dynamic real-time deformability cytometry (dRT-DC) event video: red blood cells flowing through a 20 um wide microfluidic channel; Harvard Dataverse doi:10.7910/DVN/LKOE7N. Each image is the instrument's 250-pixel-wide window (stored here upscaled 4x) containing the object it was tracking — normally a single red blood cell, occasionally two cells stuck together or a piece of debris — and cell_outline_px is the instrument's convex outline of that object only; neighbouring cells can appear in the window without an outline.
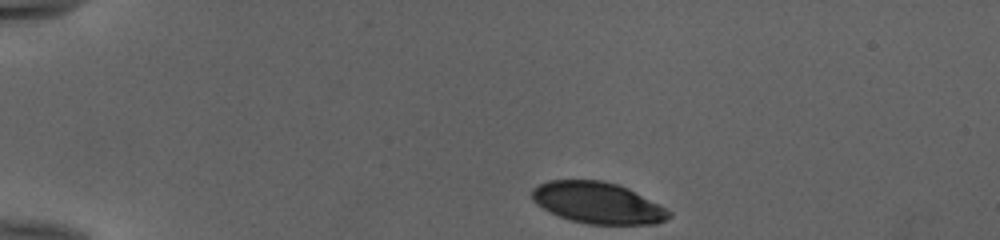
{"species": "human", "species_latin": "Homo sapiens", "temperature_condition": "cold", "stored_images_in_passage": 42, "camera_frame_rate_fps": 3000, "um_per_image_px": 0.085, "donor": {"sex": "female"}, "frame": {"image": 1, "passage_image": 1, "time_ms": 0.0, "image_size_px": [1000, 240], "cell_outline_px": [[672, 216], [656, 224], [588, 224], [572, 220], [560, 216], [536, 204], [532, 200], [532, 188], [548, 180], [600, 180], [616, 184], [628, 188], [672, 212]], "centroid_in_image_um": [50.8, 17.24], "position_along_channel_um": 34.2, "area_um2": 32.66}}
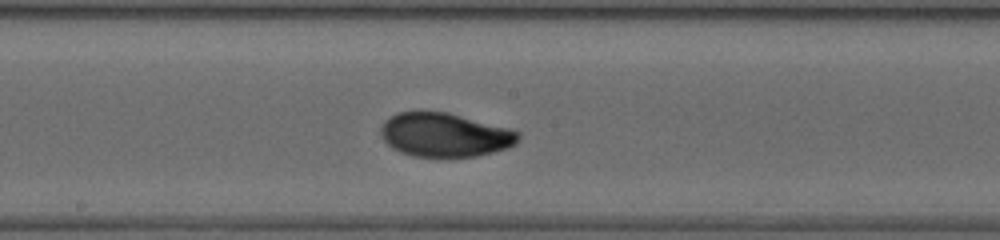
{"frame": {"image": 2, "passage_image": 20, "time_ms": 6.333, "image_size_px": [1000, 240], "cell_outline_px": [[520, 140], [516, 144], [508, 148], [476, 156], [412, 156], [400, 152], [392, 148], [380, 136], [380, 128], [384, 120], [396, 112], [448, 112], [508, 128], [520, 132]], "centroid_in_image_um": [37.79, 11.46], "position_along_channel_um": 210.4, "area_um2": 35.14}}
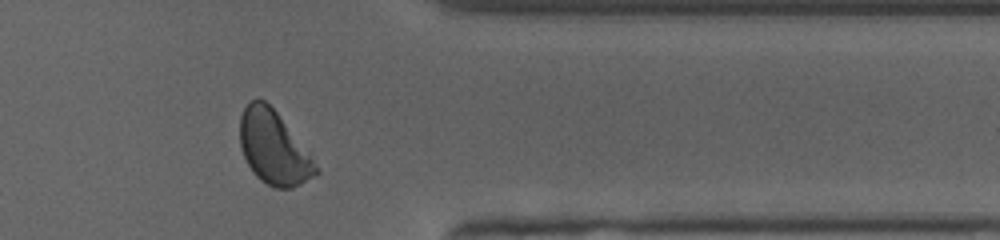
{"frame": {"image": 3, "passage_image": 34, "time_ms": 11.0, "image_size_px": [1000, 240], "cell_outline_px": [[320, 172], [316, 176], [292, 188], [276, 188], [260, 180], [252, 172], [240, 148], [240, 116], [244, 108], [252, 100], [260, 96], [276, 112], [320, 168]], "centroid_in_image_um": [23.25, 12.57], "position_along_channel_um": 388.2, "area_um2": 32.19}, "authors_computed_cell_mechanics": {"area_um2": 34.1309, "velocity_mm_per_s": 3.9606, "shape_relaxation_time_tau1_ms": 3.2716, "shape_relaxation_time_tau2_ms": 0.8717, "deformation_change_tau1": 0.1272, "deformation_change_tau2": 0.0453}}